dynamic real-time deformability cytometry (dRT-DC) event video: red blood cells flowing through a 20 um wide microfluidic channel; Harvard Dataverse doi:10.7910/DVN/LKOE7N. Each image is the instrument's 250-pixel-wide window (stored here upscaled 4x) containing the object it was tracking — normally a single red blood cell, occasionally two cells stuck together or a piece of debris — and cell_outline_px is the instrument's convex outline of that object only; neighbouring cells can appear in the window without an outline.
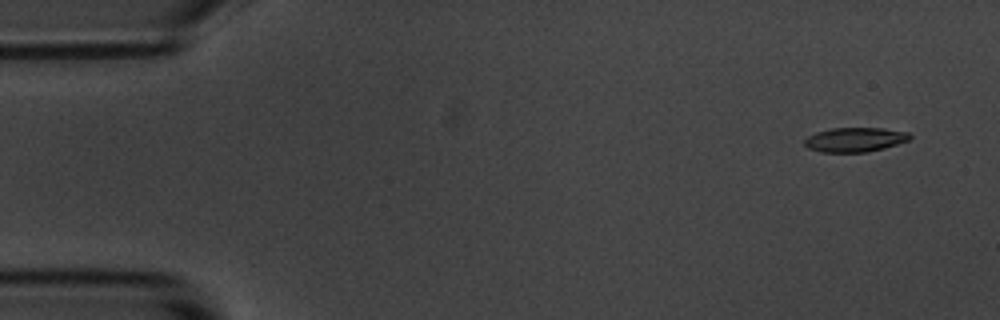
{"species": "common noctule bat (a hibernating species)", "species_latin": "Nyctalus noctula", "temperature_condition": "room temperature", "stored_images_in_passage": 6, "camera_frame_rate_fps": 3000, "um_per_image_px": 0.085, "animal": {"sex": "male", "body_mass_g": 20.1, "forearm_length_mm": 53.5}, "frame": {"image": 1, "passage_image": 2, "time_ms": 0.333, "image_size_px": [1000, 320], "cell_outline_px": [[912, 136], [908, 140], [884, 148], [868, 152], [820, 152], [808, 148], [804, 144], [804, 140], [808, 136], [816, 132], [832, 128], [884, 128], [908, 132]], "centroid_in_image_um": [72.66, 11.87], "position_along_channel_um": 12.3, "area_um2": 14.97}}
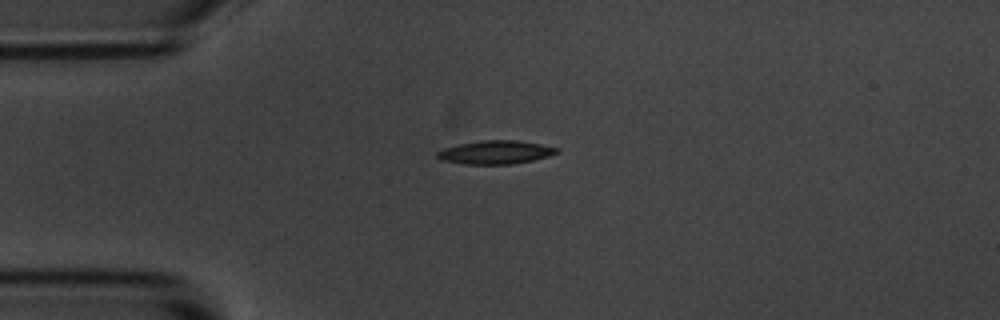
{"frame": {"image": 2, "passage_image": 5, "time_ms": 1.333, "image_size_px": [1000, 320], "cell_outline_px": [[560, 152], [548, 156], [532, 160], [512, 164], [464, 164], [440, 160], [436, 156], [436, 152], [444, 148], [460, 144], [480, 140], [516, 140], [540, 144], [560, 148]], "centroid_in_image_um": [42.12, 12.94], "position_along_channel_um": 42.9, "area_um2": 16.36}}